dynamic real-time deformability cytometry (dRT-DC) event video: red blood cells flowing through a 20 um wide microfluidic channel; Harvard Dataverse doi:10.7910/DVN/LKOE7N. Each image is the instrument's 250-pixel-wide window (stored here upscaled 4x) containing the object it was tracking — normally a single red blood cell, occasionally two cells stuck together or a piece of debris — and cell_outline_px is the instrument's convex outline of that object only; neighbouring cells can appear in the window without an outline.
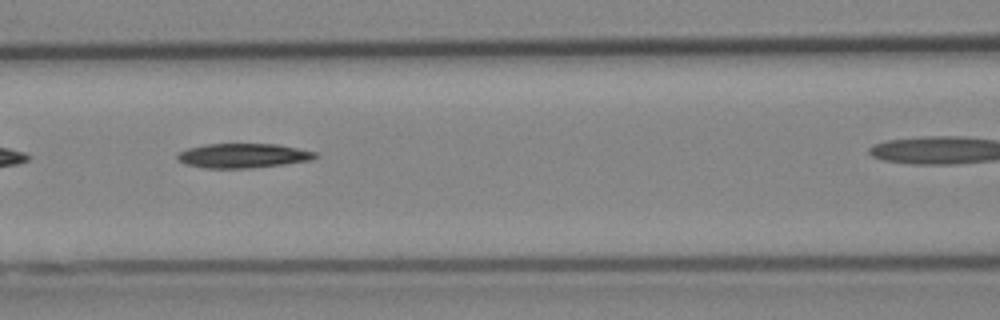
{"species": "Egyptian fruit bat (a non-hibernating species)", "species_latin": "Rousettus aegyptiacus", "temperature_condition": "cold", "stored_images_in_passage": 17, "camera_frame_rate_fps": 3000, "um_per_image_px": 0.085, "animal": {"sex": "female"}, "frame": {"image": 1, "passage_image": 7, "time_ms": 2.0, "image_size_px": [1000, 320], "cell_outline_px": [[320, 156], [312, 160], [284, 164], [244, 168], [204, 168], [184, 164], [176, 160], [176, 156], [180, 152], [188, 148], [204, 144], [276, 144], [316, 152]], "centroid_in_image_um": [20.63, 13.23], "position_along_channel_um": 146.0, "area_um2": 19.65}}
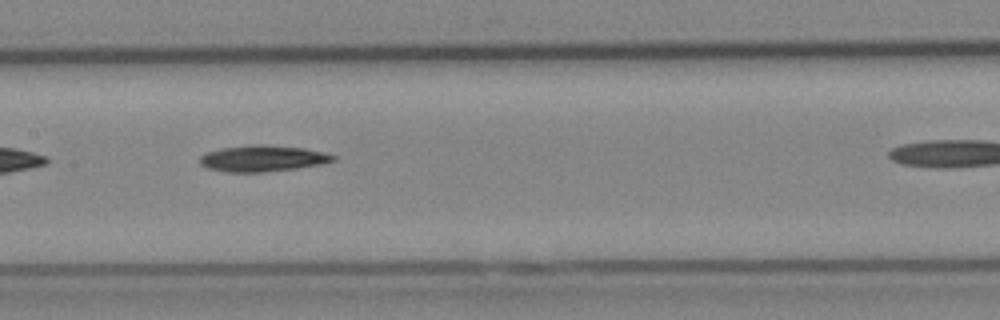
{"frame": {"image": 2, "passage_image": 10, "time_ms": 3.0, "image_size_px": [1000, 320], "cell_outline_px": [[336, 160], [324, 164], [296, 168], [260, 172], [228, 172], [208, 168], [200, 164], [200, 156], [208, 152], [220, 148], [252, 144], [264, 144], [304, 148], [324, 152], [336, 156]], "centroid_in_image_um": [22.35, 13.46], "position_along_channel_um": 185.0, "area_um2": 20.4}}